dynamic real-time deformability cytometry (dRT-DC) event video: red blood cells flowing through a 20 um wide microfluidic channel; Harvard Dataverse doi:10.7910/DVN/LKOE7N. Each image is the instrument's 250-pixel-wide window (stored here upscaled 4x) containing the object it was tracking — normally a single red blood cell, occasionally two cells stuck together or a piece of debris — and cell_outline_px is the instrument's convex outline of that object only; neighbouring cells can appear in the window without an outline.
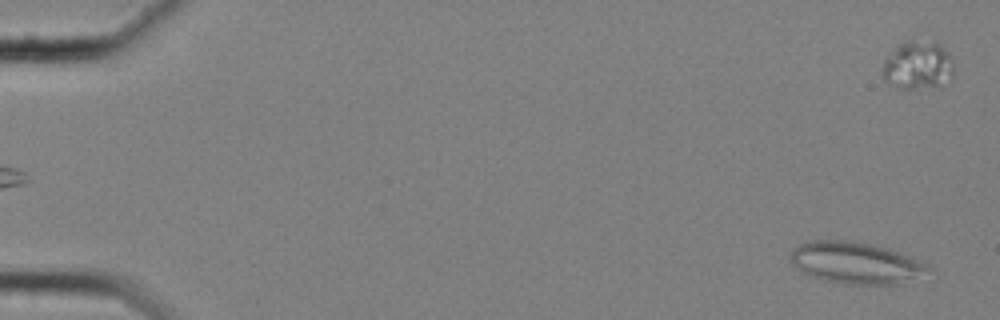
{"species": "common noctule bat (a hibernating species)", "species_latin": "Nyctalus noctula", "temperature_condition": "cold", "stored_images_in_passage": 58, "camera_frame_rate_fps": 3000, "um_per_image_px": 0.085, "animal": {"sex": "female", "body_mass_g": 25.1}, "frame": {"image": 1, "passage_image": 2, "time_ms": 0.333, "image_size_px": [1000, 320], "cell_outline_px": [[932, 268], [900, 284], [848, 284], [824, 280], [812, 276], [796, 268], [792, 264], [788, 256], [792, 248], [800, 244], [812, 240], [852, 240], [888, 248], [928, 264]], "centroid_in_image_um": [72.66, 22.32], "position_along_channel_um": 12.3, "area_um2": 33.18}}
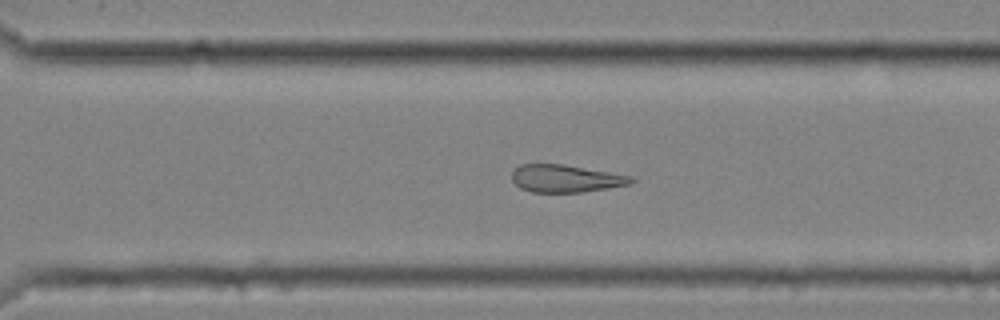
{"frame": {"image": 2, "passage_image": 41, "time_ms": 13.333, "image_size_px": [1000, 320], "cell_outline_px": [[636, 180], [632, 184], [584, 192], [532, 192], [520, 188], [512, 180], [512, 172], [520, 164], [564, 164], [612, 172], [632, 176]], "centroid_in_image_um": [48.12, 15.17], "position_along_channel_um": 322.5, "area_um2": 19.31}}
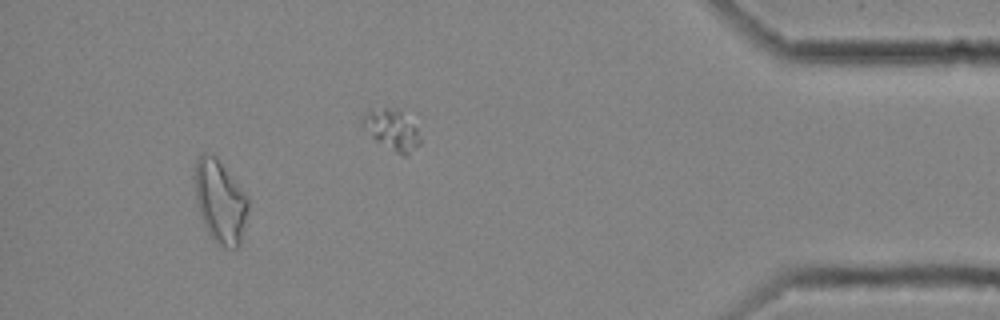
{"frame": {"image": 3, "passage_image": 54, "time_ms": 17.667, "image_size_px": [1000, 320], "cell_outline_px": [[248, 208], [240, 244], [236, 248], [224, 248], [208, 232], [200, 216], [196, 200], [192, 176], [196, 160], [204, 152], [212, 152], [216, 156], [248, 196]], "centroid_in_image_um": [18.68, 17.06], "position_along_channel_um": 416.5, "area_um2": 26.01}}